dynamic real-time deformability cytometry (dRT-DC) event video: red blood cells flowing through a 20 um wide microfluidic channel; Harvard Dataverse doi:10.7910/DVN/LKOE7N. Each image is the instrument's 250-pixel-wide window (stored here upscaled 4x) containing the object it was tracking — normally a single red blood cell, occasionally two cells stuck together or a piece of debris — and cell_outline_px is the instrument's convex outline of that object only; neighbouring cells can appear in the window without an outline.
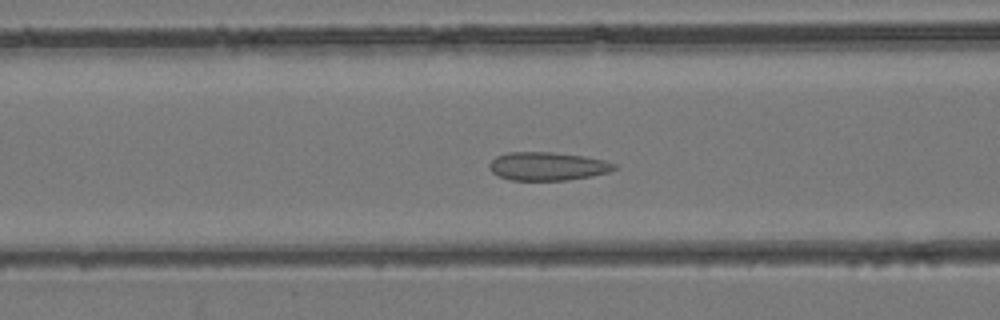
{"species": "common noctule bat (a hibernating species)", "species_latin": "Nyctalus noctula", "temperature_condition": "room temperature", "stored_images_in_passage": 39, "camera_frame_rate_fps": 3000, "um_per_image_px": 0.085, "animal": {"sex": "female", "body_mass_g": 24.6, "forearm_length_mm": 56.2}, "frame": {"image": 1, "passage_image": 13, "time_ms": 4.0, "image_size_px": [1000, 320], "cell_outline_px": [[616, 168], [608, 172], [568, 180], [512, 180], [500, 176], [492, 172], [488, 168], [488, 164], [496, 156], [508, 152], [548, 152], [580, 156], [604, 160], [616, 164]], "centroid_in_image_um": [46.49, 14.13], "position_along_channel_um": 120.1, "area_um2": 20.35}}
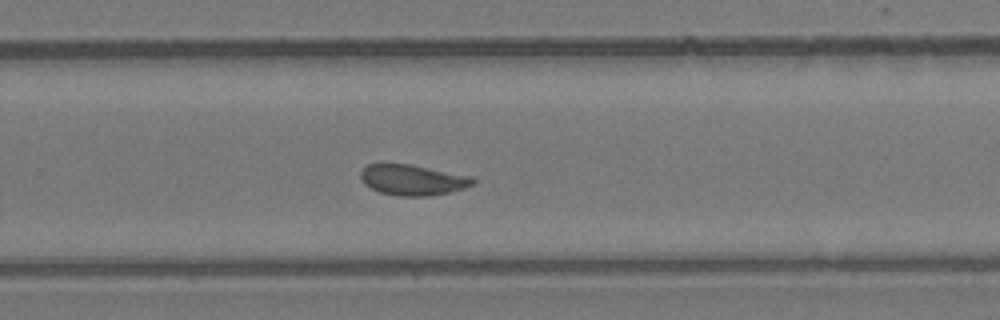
{"frame": {"image": 2, "passage_image": 24, "time_ms": 7.667, "image_size_px": [1000, 320], "cell_outline_px": [[476, 184], [464, 188], [448, 192], [428, 196], [400, 196], [380, 192], [364, 184], [360, 176], [360, 172], [368, 164], [380, 160], [384, 160], [408, 164], [468, 176], [476, 180]], "centroid_in_image_um": [34.99, 15.25], "position_along_channel_um": 294.8, "area_um2": 20.29}}
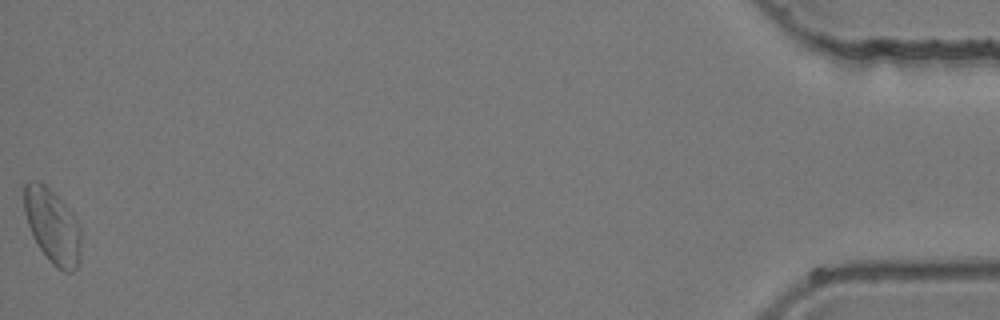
{"frame": {"image": 3, "passage_image": 39, "time_ms": 12.667, "image_size_px": [1000, 320], "cell_outline_px": [[80, 264], [72, 272], [64, 272], [52, 264], [40, 248], [28, 224], [24, 212], [24, 184], [28, 180], [40, 180], [76, 216], [80, 224]], "centroid_in_image_um": [4.48, 19.21], "position_along_channel_um": 430.7, "area_um2": 24.68}}